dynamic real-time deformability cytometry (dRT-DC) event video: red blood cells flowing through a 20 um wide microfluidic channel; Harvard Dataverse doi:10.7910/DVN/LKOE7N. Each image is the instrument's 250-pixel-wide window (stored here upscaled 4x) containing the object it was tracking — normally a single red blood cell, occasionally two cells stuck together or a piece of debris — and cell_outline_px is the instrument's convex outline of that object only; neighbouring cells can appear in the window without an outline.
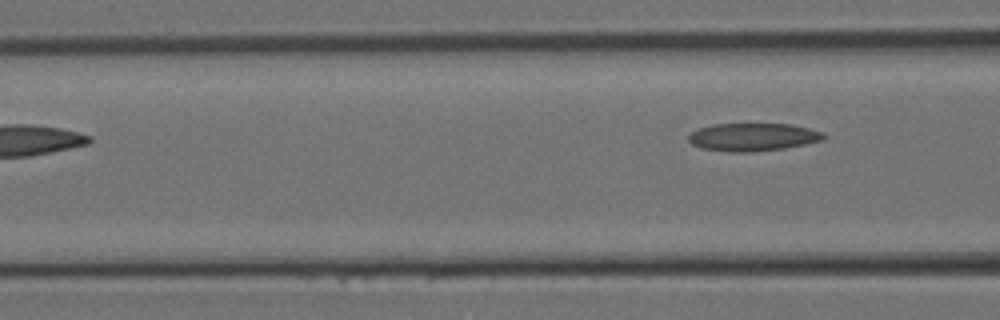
{"species": "Egyptian fruit bat (a non-hibernating species)", "species_latin": "Rousettus aegyptiacus", "temperature_condition": "room temperature", "stored_images_in_passage": 10, "segment_of_instrument_passage": [2, 2], "camera_frame_rate_fps": 3000, "um_per_image_px": 0.085, "animal": {"sex": "female"}, "frame": {"image": 1, "passage_image": 10, "time_ms": 3.0, "image_size_px": [1000, 320], "cell_outline_px": [[828, 136], [824, 140], [784, 148], [752, 152], [728, 152], [700, 148], [692, 144], [688, 140], [688, 136], [692, 132], [700, 128], [712, 124], [792, 124], [824, 132]], "centroid_in_image_um": [64.01, 11.65], "position_along_channel_um": 102.6, "area_um2": 22.08}}